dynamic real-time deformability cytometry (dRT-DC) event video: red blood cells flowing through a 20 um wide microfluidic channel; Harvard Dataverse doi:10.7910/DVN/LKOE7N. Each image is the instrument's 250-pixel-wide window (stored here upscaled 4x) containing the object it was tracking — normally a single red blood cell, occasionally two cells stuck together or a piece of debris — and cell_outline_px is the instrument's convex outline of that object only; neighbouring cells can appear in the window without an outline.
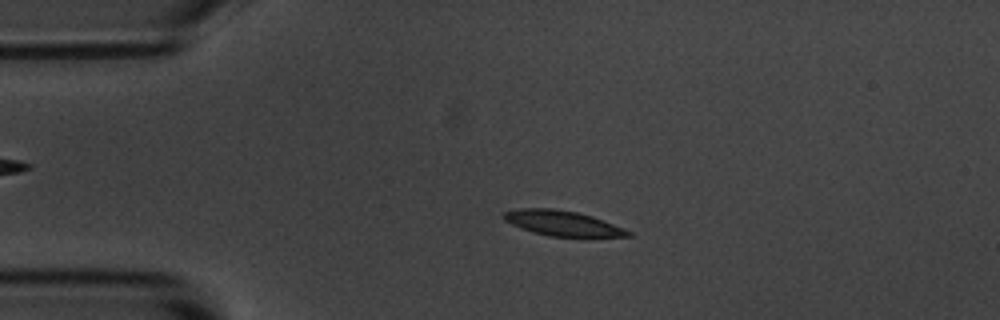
{"species": "common noctule bat (a hibernating species)", "species_latin": "Nyctalus noctula", "temperature_condition": "room temperature", "stored_images_in_passage": 4, "camera_frame_rate_fps": 3000, "um_per_image_px": 0.085, "animal": {"sex": "male", "body_mass_g": 20.1, "forearm_length_mm": 53.5}, "frame": {"image": 1, "passage_image": 3, "time_ms": 2.333, "image_size_px": [1000, 320], "cell_outline_px": [[632, 236], [588, 240], [584, 240], [548, 236], [532, 232], [520, 228], [504, 220], [500, 216], [504, 212], [520, 208], [552, 208], [576, 212], [592, 216], [624, 228], [632, 232]], "centroid_in_image_um": [47.91, 19.04], "position_along_channel_um": 37.1, "area_um2": 19.36}}